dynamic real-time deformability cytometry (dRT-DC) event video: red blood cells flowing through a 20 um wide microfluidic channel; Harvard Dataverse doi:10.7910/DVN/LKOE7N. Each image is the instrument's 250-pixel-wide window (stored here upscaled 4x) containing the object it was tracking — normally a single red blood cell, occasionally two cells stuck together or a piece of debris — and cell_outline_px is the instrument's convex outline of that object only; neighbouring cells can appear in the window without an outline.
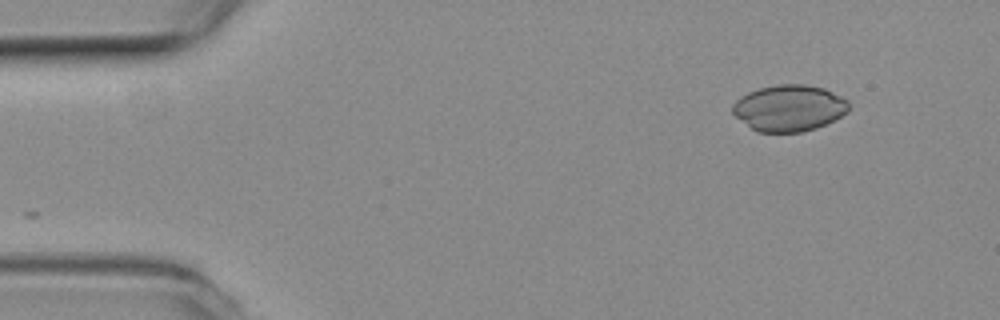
{"species": "common noctule bat (a hibernating species)", "species_latin": "Nyctalus noctula", "temperature_condition": "room temperature", "stored_images_in_passage": 3, "segment_of_instrument_passage": [2, 2], "camera_frame_rate_fps": 3000, "um_per_image_px": 0.085, "animal": {"sex": "female", "body_mass_g": 19.3, "forearm_length_mm": 54.1}, "frame": {"image": 1, "passage_image": 3, "time_ms": 0.667, "image_size_px": [1000, 320], "cell_outline_px": [[848, 112], [816, 128], [800, 132], [756, 132], [736, 116], [732, 112], [732, 104], [740, 96], [748, 92], [760, 88], [780, 84], [804, 84], [824, 88], [848, 100]], "centroid_in_image_um": [67.05, 9.18], "position_along_channel_um": 17.9, "area_um2": 31.21}}